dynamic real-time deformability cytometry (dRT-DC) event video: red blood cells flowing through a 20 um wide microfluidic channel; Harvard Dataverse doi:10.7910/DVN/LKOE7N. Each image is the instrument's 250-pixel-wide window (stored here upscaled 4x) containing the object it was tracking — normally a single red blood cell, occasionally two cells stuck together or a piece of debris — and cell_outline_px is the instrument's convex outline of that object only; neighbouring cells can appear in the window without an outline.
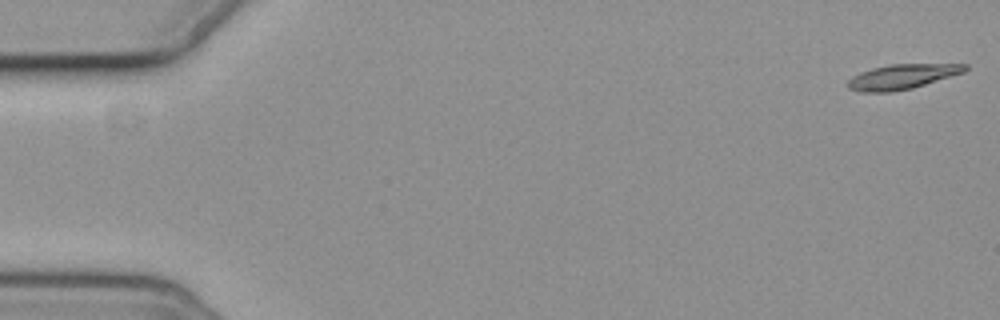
{"species": "common noctule bat (a hibernating species)", "species_latin": "Nyctalus noctula", "temperature_condition": "cold", "stored_images_in_passage": 5, "camera_frame_rate_fps": 3000, "um_per_image_px": 0.085, "animal": {"sex": "female", "body_mass_g": 19.3, "forearm_length_mm": 54.1}, "frame": {"image": 1, "passage_image": 1, "time_ms": 0.0, "image_size_px": [1000, 320], "cell_outline_px": [[968, 68], [964, 72], [912, 88], [892, 92], [860, 92], [848, 88], [848, 80], [852, 76], [860, 72], [872, 68], [888, 64], [968, 64]], "centroid_in_image_um": [76.65, 6.51], "position_along_channel_um": 8.3, "area_um2": 16.94}}